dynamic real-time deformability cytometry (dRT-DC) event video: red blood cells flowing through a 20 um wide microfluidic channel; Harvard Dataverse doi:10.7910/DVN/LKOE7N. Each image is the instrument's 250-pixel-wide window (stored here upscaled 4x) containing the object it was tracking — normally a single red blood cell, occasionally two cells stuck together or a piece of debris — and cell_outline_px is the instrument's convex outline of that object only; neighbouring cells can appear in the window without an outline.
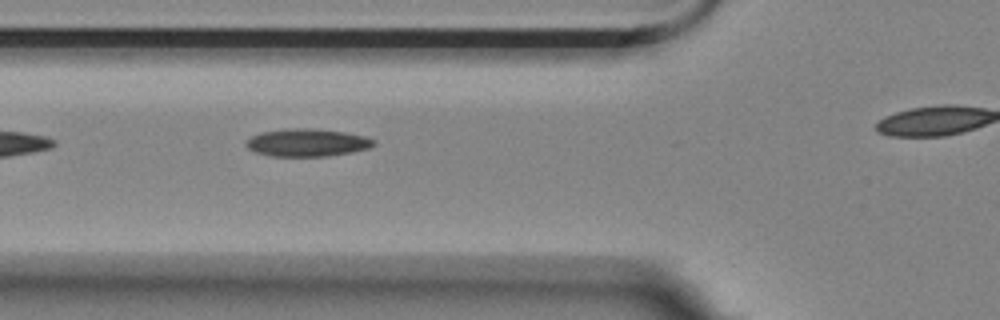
{"species": "Egyptian fruit bat (a non-hibernating species)", "species_latin": "Rousettus aegyptiacus", "temperature_condition": "room temperature", "stored_images_in_passage": 4, "segment_of_instrument_passage": [1, 2], "camera_frame_rate_fps": 3000, "um_per_image_px": 0.085, "animal": {"sex": "female"}, "frame": {"image": 1, "passage_image": 3, "time_ms": 0.667, "image_size_px": [1000, 320], "cell_outline_px": [[376, 144], [368, 148], [352, 152], [328, 156], [272, 156], [256, 152], [248, 148], [244, 144], [252, 136], [260, 132], [288, 128], [312, 128], [344, 132], [368, 136], [376, 140]], "centroid_in_image_um": [26.14, 12.11], "position_along_channel_um": 99.7, "area_um2": 20.69}}